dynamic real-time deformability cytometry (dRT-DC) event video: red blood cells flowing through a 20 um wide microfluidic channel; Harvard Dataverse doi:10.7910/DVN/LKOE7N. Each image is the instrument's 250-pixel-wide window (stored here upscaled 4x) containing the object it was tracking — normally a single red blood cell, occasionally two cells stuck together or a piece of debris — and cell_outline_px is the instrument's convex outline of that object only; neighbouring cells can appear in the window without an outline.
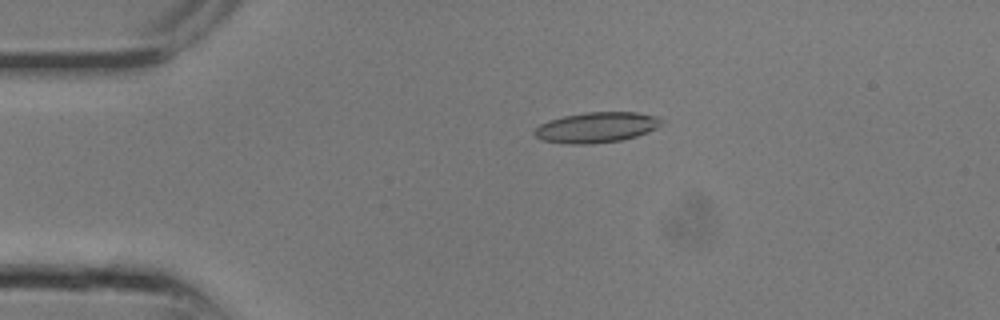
{"species": "common noctule bat (a hibernating species)", "species_latin": "Nyctalus noctula", "temperature_condition": "room temperature", "stored_images_in_passage": 10, "camera_frame_rate_fps": 3000, "um_per_image_px": 0.085, "animal": {"sex": "male", "body_mass_g": 13.3}, "frame": {"image": 1, "passage_image": 6, "time_ms": 1.667, "image_size_px": [1000, 320], "cell_outline_px": [[660, 124], [656, 128], [648, 132], [636, 136], [620, 140], [592, 144], [568, 144], [544, 140], [536, 136], [532, 132], [540, 124], [564, 116], [584, 112], [636, 112], [656, 116], [660, 120]], "centroid_in_image_um": [50.69, 10.83], "position_along_channel_um": 34.3, "area_um2": 22.25}}
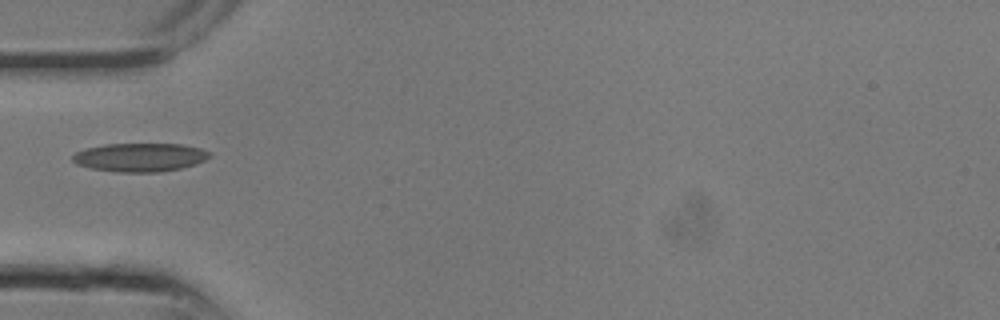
{"frame": {"image": 2, "passage_image": 9, "time_ms": 2.667, "image_size_px": [1000, 320], "cell_outline_px": [[212, 156], [196, 164], [180, 168], [160, 172], [116, 172], [92, 168], [76, 164], [72, 160], [72, 156], [76, 152], [88, 148], [104, 144], [184, 144], [200, 148], [212, 152]], "centroid_in_image_um": [11.93, 13.37], "position_along_channel_um": 73.1, "area_um2": 22.83}}